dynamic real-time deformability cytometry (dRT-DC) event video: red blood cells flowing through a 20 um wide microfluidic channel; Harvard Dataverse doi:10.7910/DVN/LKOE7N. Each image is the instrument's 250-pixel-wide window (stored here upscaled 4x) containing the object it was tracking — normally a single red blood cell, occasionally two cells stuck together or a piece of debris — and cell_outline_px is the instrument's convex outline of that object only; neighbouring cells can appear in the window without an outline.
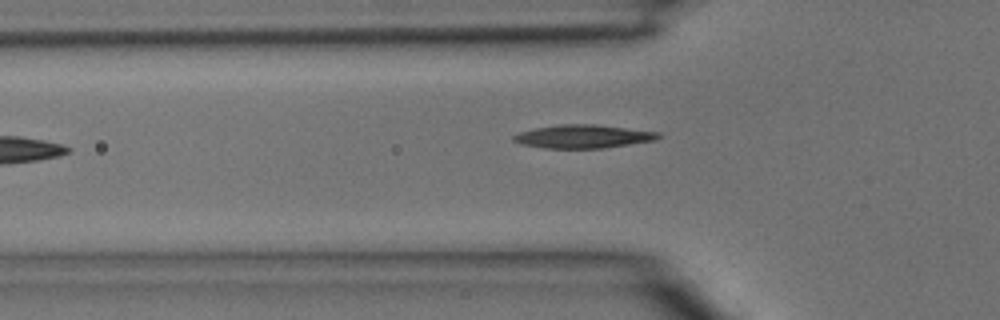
{"species": "common noctule bat (a hibernating species)", "species_latin": "Nyctalus noctula", "temperature_condition": "room temperature", "stored_images_in_passage": 5, "camera_frame_rate_fps": 3000, "um_per_image_px": 0.085, "animal": {"sex": "male", "body_mass_g": 15.6}, "frame": {"image": 1, "passage_image": 5, "time_ms": 1.333, "image_size_px": [1000, 320], "cell_outline_px": [[660, 136], [656, 140], [604, 148], [544, 148], [520, 144], [512, 140], [512, 136], [520, 132], [536, 128], [560, 124], [596, 124], [660, 132]], "centroid_in_image_um": [49.56, 11.6], "position_along_channel_um": 76.2, "area_um2": 19.71}}